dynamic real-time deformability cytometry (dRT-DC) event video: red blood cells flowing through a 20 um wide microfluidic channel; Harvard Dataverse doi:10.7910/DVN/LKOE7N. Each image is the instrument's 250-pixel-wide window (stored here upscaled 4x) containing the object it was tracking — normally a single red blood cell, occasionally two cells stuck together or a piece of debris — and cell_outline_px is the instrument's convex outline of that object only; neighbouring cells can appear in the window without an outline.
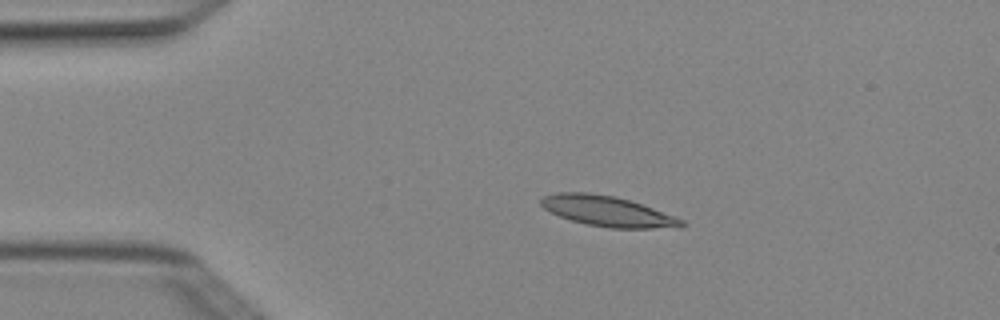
{"species": "Egyptian fruit bat (a non-hibernating species)", "species_latin": "Rousettus aegyptiacus", "temperature_condition": "cold", "stored_images_in_passage": 3, "camera_frame_rate_fps": 3000, "um_per_image_px": 0.085, "animal": {"sex": "female"}, "frame": {"image": 1, "passage_image": 2, "time_ms": 0.333, "image_size_px": [1000, 320], "cell_outline_px": [[688, 224], [680, 228], [612, 228], [588, 224], [572, 220], [560, 216], [544, 208], [540, 204], [540, 200], [544, 196], [556, 192], [588, 192], [612, 196], [628, 200], [676, 216], [684, 220]], "centroid_in_image_um": [51.69, 17.96], "position_along_channel_um": 33.3, "area_um2": 24.68}}